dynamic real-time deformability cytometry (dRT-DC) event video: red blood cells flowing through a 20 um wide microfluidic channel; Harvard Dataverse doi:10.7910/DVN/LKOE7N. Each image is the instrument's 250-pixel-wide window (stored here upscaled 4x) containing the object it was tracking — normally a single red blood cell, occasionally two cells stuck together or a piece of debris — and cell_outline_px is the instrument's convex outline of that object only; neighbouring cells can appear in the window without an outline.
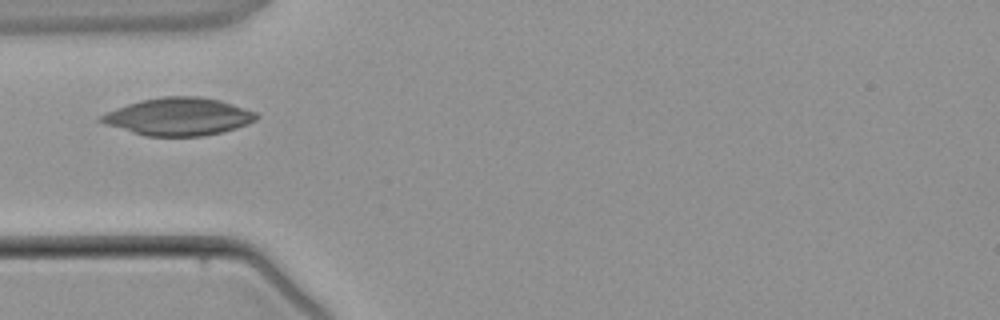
{"species": "common noctule bat (a hibernating species)", "species_latin": "Nyctalus noctula", "temperature_condition": "warm", "stored_images_in_passage": 3, "camera_frame_rate_fps": 3000, "um_per_image_px": 0.085, "animal": {"sex": "male", "body_mass_g": 21.5, "forearm_length_mm": 52.0}, "frame": {"image": 1, "passage_image": 2, "time_ms": 1.333, "image_size_px": [1000, 320], "cell_outline_px": [[260, 116], [256, 120], [248, 124], [236, 128], [204, 136], [144, 136], [104, 124], [96, 120], [100, 116], [116, 108], [140, 100], [164, 96], [200, 96], [220, 100], [256, 112]], "centroid_in_image_um": [15.16, 9.91], "position_along_channel_um": 69.8, "area_um2": 34.1}}